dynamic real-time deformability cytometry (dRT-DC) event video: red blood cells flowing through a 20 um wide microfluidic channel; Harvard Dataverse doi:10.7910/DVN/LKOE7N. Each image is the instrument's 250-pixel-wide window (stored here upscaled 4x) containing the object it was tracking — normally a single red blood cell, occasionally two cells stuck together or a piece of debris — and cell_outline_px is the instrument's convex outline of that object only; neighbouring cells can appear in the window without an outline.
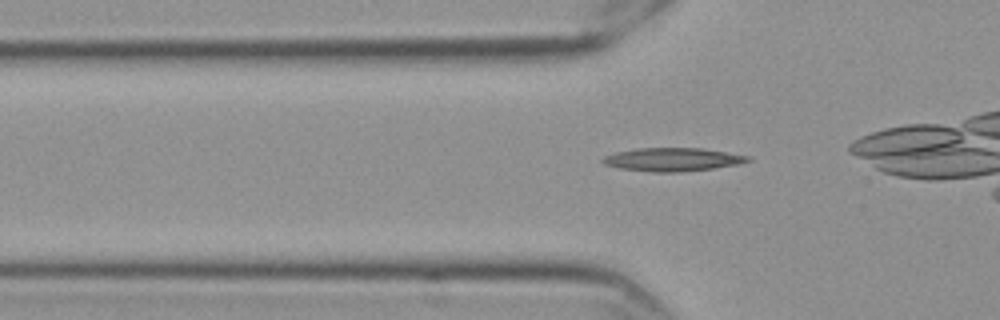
{"species": "Egyptian fruit bat (a non-hibernating species)", "species_latin": "Rousettus aegyptiacus", "temperature_condition": "cold", "stored_images_in_passage": 30, "camera_frame_rate_fps": 3000, "um_per_image_px": 0.085, "frame": {"image": 1, "passage_image": 3, "time_ms": 0.667, "image_size_px": [1000, 320], "cell_outline_px": [[752, 160], [736, 164], [712, 168], [680, 172], [652, 172], [620, 168], [604, 164], [600, 160], [604, 156], [616, 152], [636, 148], [704, 148], [752, 156]], "centroid_in_image_um": [57.17, 13.55], "position_along_channel_um": 68.6, "area_um2": 19.77}}
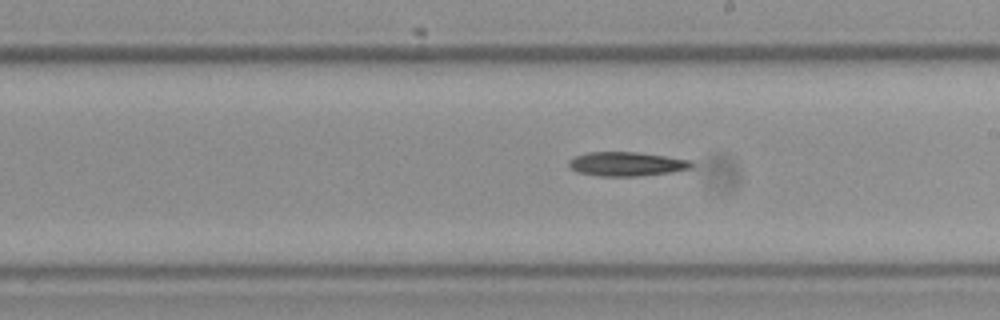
{"frame": {"image": 2, "passage_image": 17, "time_ms": 5.333, "image_size_px": [1000, 320], "cell_outline_px": [[696, 164], [692, 168], [668, 172], [636, 176], [600, 176], [576, 172], [568, 164], [568, 160], [576, 156], [588, 152], [636, 152], [692, 160]], "centroid_in_image_um": [53.27, 13.93], "position_along_channel_um": 235.7, "area_um2": 17.17}}
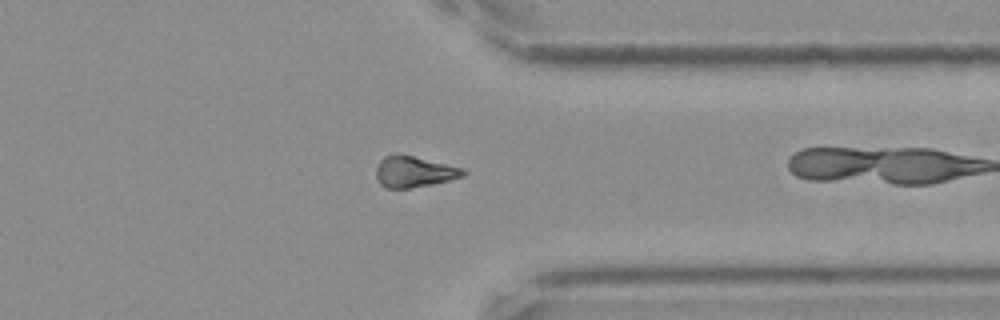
{"frame": {"image": 3, "passage_image": 29, "time_ms": 9.333, "image_size_px": [1000, 320], "cell_outline_px": [[468, 172], [464, 176], [432, 184], [408, 188], [384, 188], [380, 184], [376, 176], [376, 168], [380, 160], [384, 156], [412, 156], [464, 168]], "centroid_in_image_um": [35.21, 14.62], "position_along_channel_um": 376.2, "area_um2": 15.43}}